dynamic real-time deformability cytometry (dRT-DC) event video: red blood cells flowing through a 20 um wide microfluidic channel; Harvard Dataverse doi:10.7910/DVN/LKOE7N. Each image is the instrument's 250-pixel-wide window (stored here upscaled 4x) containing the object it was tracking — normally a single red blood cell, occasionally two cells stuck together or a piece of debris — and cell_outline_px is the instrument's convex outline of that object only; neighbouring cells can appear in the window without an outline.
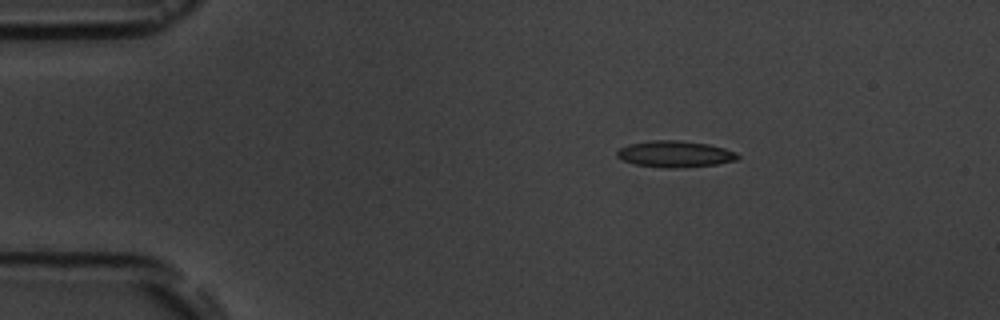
{"species": "common noctule bat (a hibernating species)", "species_latin": "Nyctalus noctula", "temperature_condition": "room temperature", "stored_images_in_passage": 4, "camera_frame_rate_fps": 3000, "um_per_image_px": 0.085, "animal": {"sex": "male", "body_mass_g": 19.5, "forearm_length_mm": 54.6}, "frame": {"image": 1, "passage_image": 2, "time_ms": 1.333, "image_size_px": [1000, 320], "cell_outline_px": [[740, 156], [736, 160], [716, 164], [672, 168], [636, 164], [624, 160], [616, 156], [616, 152], [620, 148], [628, 144], [652, 140], [680, 140], [708, 144], [724, 148], [736, 152]], "centroid_in_image_um": [57.38, 13.07], "position_along_channel_um": 27.6, "area_um2": 18.32}}